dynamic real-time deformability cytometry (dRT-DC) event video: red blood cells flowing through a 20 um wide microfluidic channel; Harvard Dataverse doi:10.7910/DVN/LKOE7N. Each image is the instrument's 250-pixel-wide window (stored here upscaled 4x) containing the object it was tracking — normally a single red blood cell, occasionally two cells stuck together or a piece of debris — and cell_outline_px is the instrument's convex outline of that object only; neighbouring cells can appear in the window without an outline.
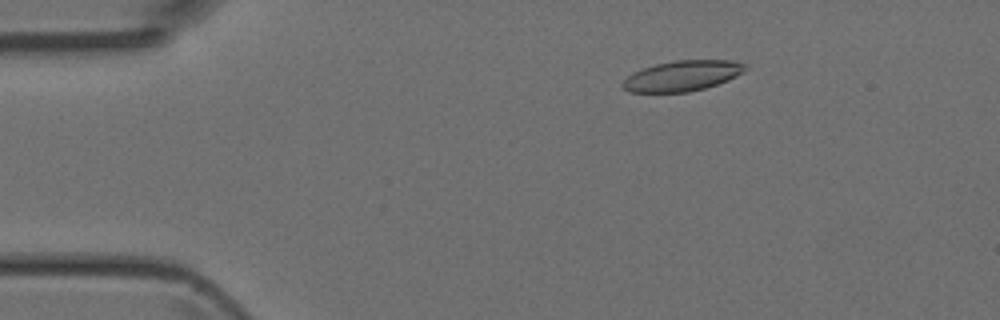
{"species": "Egyptian fruit bat (a non-hibernating species)", "species_latin": "Rousettus aegyptiacus", "temperature_condition": "room temperature", "stored_images_in_passage": 47, "camera_frame_rate_fps": 3000, "um_per_image_px": 0.085, "animal": {"sex": "female"}, "frame": {"image": 1, "passage_image": 8, "time_ms": 2.333, "image_size_px": [1000, 320], "cell_outline_px": [[748, 68], [744, 72], [728, 80], [704, 88], [688, 92], [628, 92], [620, 84], [632, 72], [656, 64], [676, 60], [732, 60], [744, 64]], "centroid_in_image_um": [57.99, 6.44], "position_along_channel_um": 27.0, "area_um2": 21.68}}
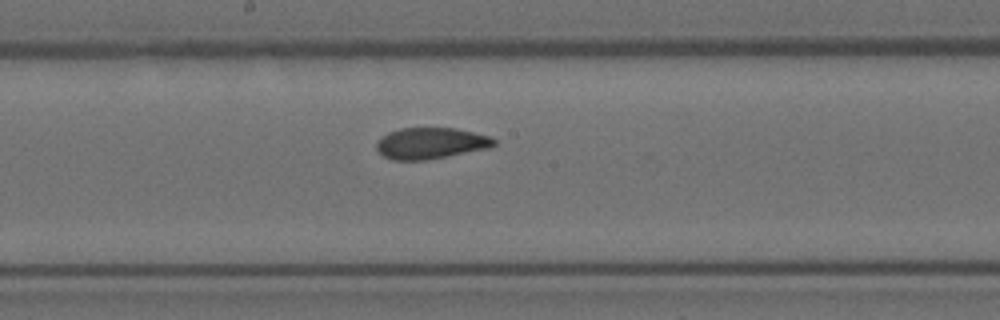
{"frame": {"image": 2, "passage_image": 25, "time_ms": 8.0, "image_size_px": [1000, 320], "cell_outline_px": [[496, 144], [488, 148], [428, 160], [392, 160], [384, 156], [376, 148], [376, 144], [388, 132], [400, 128], [456, 128], [488, 136], [496, 140]], "centroid_in_image_um": [36.61, 12.18], "position_along_channel_um": 211.6, "area_um2": 21.21}}
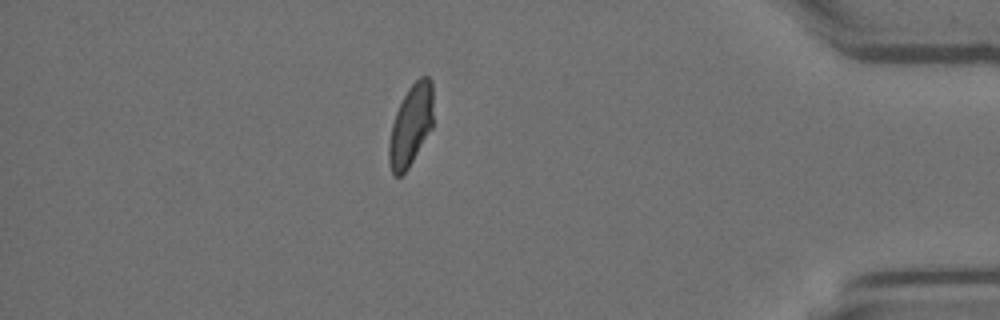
{"frame": {"image": 3, "passage_image": 41, "time_ms": 13.333, "image_size_px": [1000, 320], "cell_outline_px": [[432, 128], [408, 168], [400, 176], [396, 176], [392, 172], [388, 160], [388, 144], [392, 124], [396, 112], [408, 88], [420, 76], [428, 76], [432, 80]], "centroid_in_image_um": [34.91, 10.64], "position_along_channel_um": 400.3, "area_um2": 20.81}}